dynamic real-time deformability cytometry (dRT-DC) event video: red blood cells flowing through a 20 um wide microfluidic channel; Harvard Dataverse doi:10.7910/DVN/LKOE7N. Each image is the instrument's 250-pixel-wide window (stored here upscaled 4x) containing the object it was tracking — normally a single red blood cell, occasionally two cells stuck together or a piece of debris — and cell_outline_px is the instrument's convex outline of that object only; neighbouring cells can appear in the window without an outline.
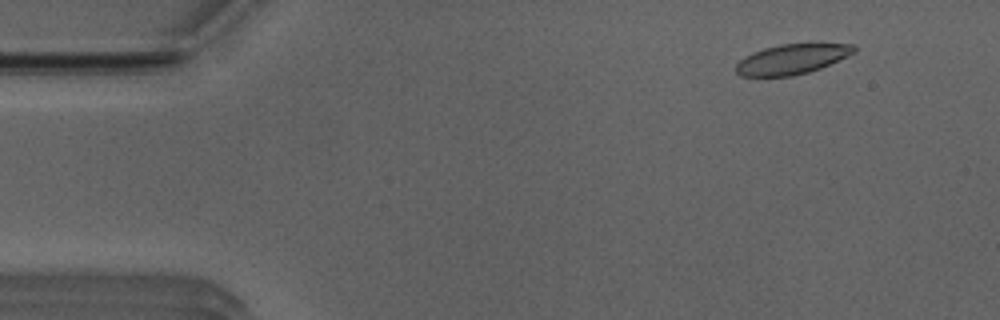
{"species": "Egyptian fruit bat (a non-hibernating species)", "species_latin": "Rousettus aegyptiacus", "temperature_condition": "room temperature", "stored_images_in_passage": 48, "camera_frame_rate_fps": 3000, "um_per_image_px": 0.085, "animal": {"sex": "male"}, "frame": {"image": 1, "passage_image": 1, "time_ms": 0.0, "image_size_px": [1000, 320], "cell_outline_px": [[856, 52], [820, 68], [808, 72], [792, 76], [740, 76], [736, 72], [736, 64], [744, 56], [752, 52], [764, 48], [780, 44], [856, 44]], "centroid_in_image_um": [67.29, 5.03], "position_along_channel_um": 17.7, "area_um2": 20.52}}
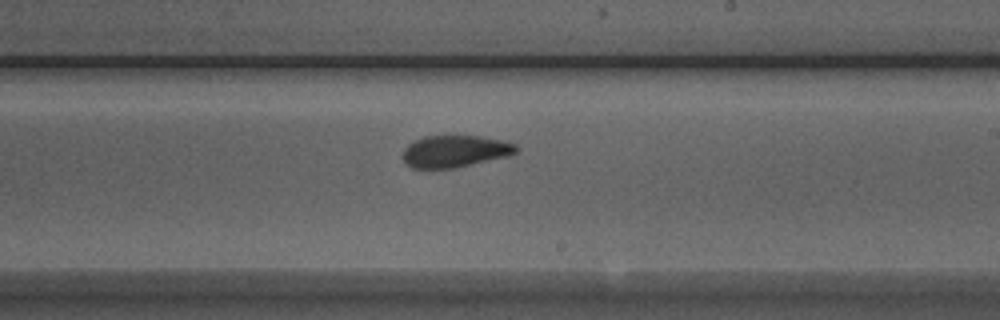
{"frame": {"image": 2, "passage_image": 26, "time_ms": 8.333, "image_size_px": [1000, 320], "cell_outline_px": [[520, 148], [516, 152], [508, 156], [452, 168], [412, 168], [404, 160], [404, 148], [408, 144], [424, 136], [480, 136], [504, 140], [516, 144]], "centroid_in_image_um": [38.71, 12.84], "position_along_channel_um": 250.3, "area_um2": 20.92}}
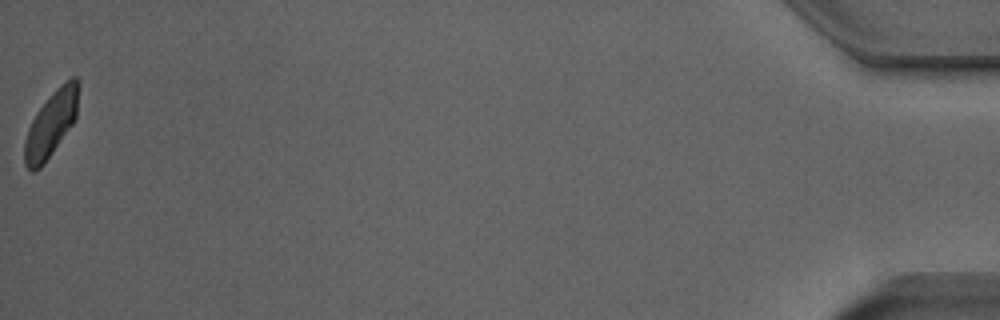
{"frame": {"image": 3, "passage_image": 48, "time_ms": 15.667, "image_size_px": [1000, 320], "cell_outline_px": [[76, 120], [44, 164], [40, 168], [32, 172], [24, 164], [24, 140], [28, 128], [36, 112], [52, 92], [60, 84], [72, 76], [76, 76]], "centroid_in_image_um": [4.3, 10.59], "position_along_channel_um": 430.9, "area_um2": 20.35}, "authors_computed_cell_mechanics": {"area_um2": 21.5594, "velocity_mm_per_s": 3.908, "shape_relaxation_time_tau1_ms": 3.3631, "shape_relaxation_time_tau2_ms": 1.6848, "deformation_change_tau1": 0.1164, "deformation_change_tau2": 0.0517}}